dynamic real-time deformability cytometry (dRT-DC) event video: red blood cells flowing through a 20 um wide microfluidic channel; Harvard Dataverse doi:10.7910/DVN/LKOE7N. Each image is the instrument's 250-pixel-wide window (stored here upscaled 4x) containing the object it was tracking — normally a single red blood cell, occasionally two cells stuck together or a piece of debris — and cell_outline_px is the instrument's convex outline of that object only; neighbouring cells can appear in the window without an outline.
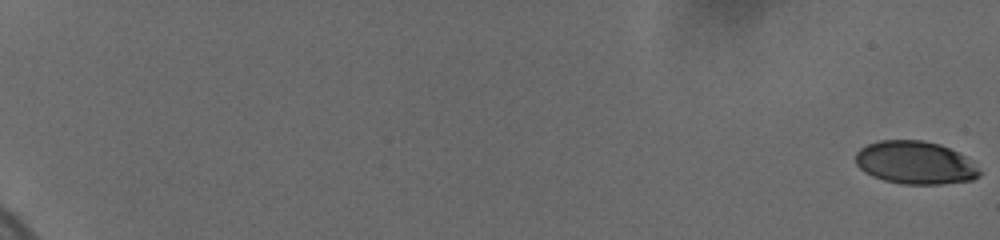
{"species": "human", "species_latin": "Homo sapiens", "temperature_condition": "cold", "stored_images_in_passage": 28, "camera_frame_rate_fps": 3000, "um_per_image_px": 0.085, "donor": {"sex": "female"}, "frame": {"image": 1, "passage_image": 1, "time_ms": 0.0, "image_size_px": [1000, 240], "cell_outline_px": [[980, 176], [972, 180], [940, 184], [900, 184], [884, 180], [872, 176], [864, 172], [856, 164], [856, 152], [860, 148], [868, 144], [880, 140], [924, 140], [940, 144], [964, 156], [980, 172]], "centroid_in_image_um": [77.74, 13.83], "position_along_channel_um": 7.3, "area_um2": 30.81}}
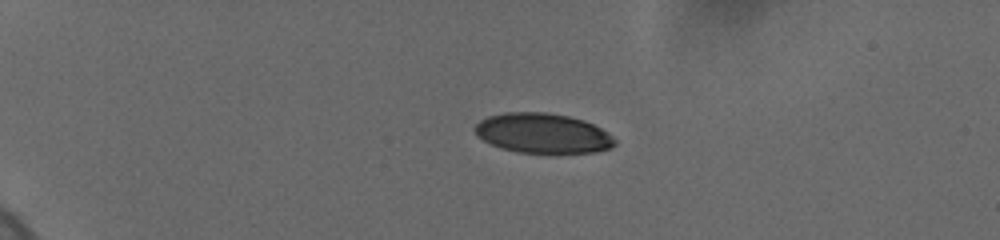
{"frame": {"image": 2, "passage_image": 17, "time_ms": 5.333, "image_size_px": [1000, 240], "cell_outline_px": [[616, 144], [612, 148], [596, 152], [516, 152], [500, 148], [476, 136], [472, 128], [480, 120], [488, 116], [504, 112], [548, 112], [568, 116], [584, 120], [608, 132], [616, 140]], "centroid_in_image_um": [46.11, 11.31], "position_along_channel_um": 38.9, "area_um2": 32.6}}
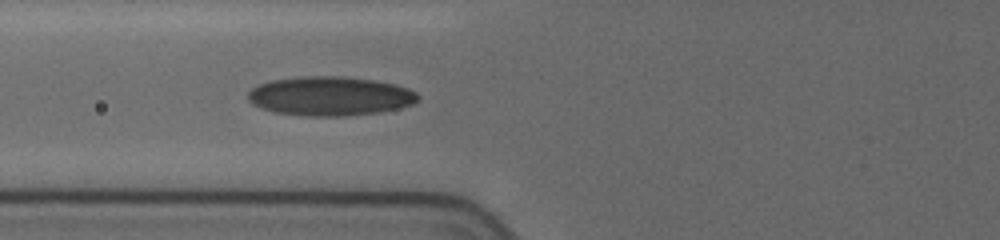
{"frame": {"image": 3, "passage_image": 28, "time_ms": 9.0, "image_size_px": [1000, 240], "cell_outline_px": [[416, 100], [412, 104], [396, 108], [376, 112], [340, 116], [308, 116], [272, 112], [260, 108], [252, 104], [248, 100], [248, 92], [252, 88], [260, 84], [272, 80], [300, 76], [340, 76], [372, 80], [396, 84], [408, 88], [416, 92]], "centroid_in_image_um": [27.98, 8.16], "position_along_channel_um": 97.8, "area_um2": 38.49}}